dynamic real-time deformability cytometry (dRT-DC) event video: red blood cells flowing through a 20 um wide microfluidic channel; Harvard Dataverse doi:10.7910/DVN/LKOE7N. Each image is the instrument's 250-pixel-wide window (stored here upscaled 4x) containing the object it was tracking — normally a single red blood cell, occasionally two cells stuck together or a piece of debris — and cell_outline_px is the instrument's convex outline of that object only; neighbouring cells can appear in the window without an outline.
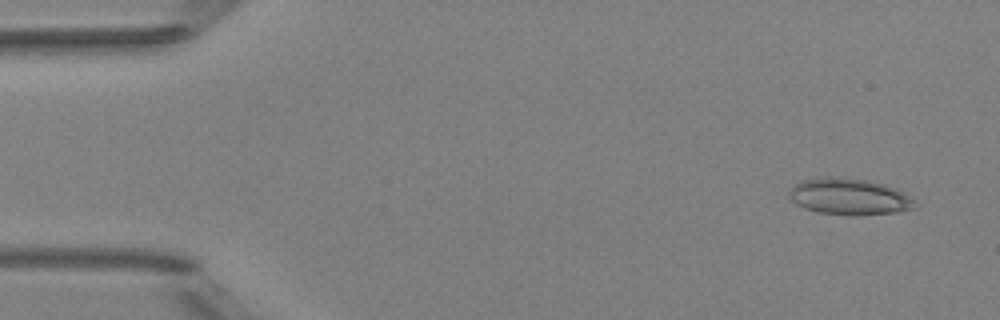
{"species": "Egyptian fruit bat (a non-hibernating species)", "species_latin": "Rousettus aegyptiacus", "temperature_condition": "room temperature", "stored_images_in_passage": 6, "camera_frame_rate_fps": 3000, "um_per_image_px": 0.085, "animal": {"sex": "female"}, "frame": {"image": 1, "passage_image": 6, "time_ms": 1.667, "image_size_px": [1000, 320], "cell_outline_px": [[916, 208], [896, 212], [860, 216], [852, 216], [816, 212], [804, 208], [796, 204], [792, 200], [788, 192], [796, 184], [804, 180], [868, 180], [884, 184], [896, 188], [908, 196], [912, 200]], "centroid_in_image_um": [72.23, 16.79], "position_along_channel_um": 12.8, "area_um2": 25.72}}